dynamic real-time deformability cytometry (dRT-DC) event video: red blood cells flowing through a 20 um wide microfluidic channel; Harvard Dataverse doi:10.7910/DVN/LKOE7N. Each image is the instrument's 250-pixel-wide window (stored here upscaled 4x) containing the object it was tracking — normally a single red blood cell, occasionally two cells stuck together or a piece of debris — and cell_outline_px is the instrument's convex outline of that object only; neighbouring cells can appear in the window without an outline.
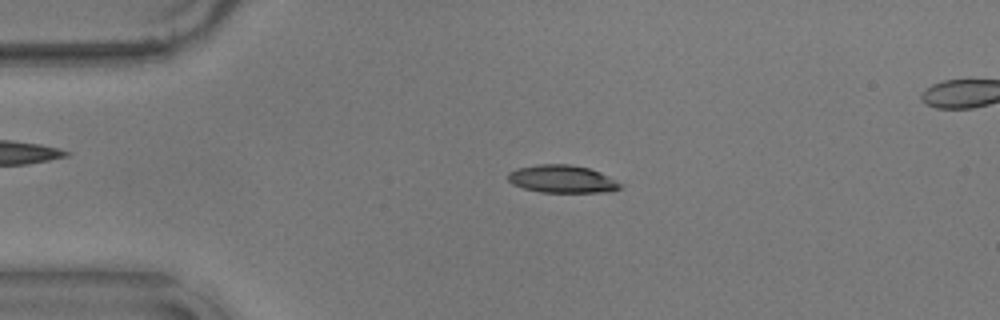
{"species": "common noctule bat (a hibernating species)", "species_latin": "Nyctalus noctula", "temperature_condition": "warm", "stored_images_in_passage": 51, "camera_frame_rate_fps": 3000, "um_per_image_px": 0.085, "animal": {"sex": "male", "body_mass_g": 17.9}, "frame": {"image": 1, "passage_image": 7, "time_ms": 2.0, "image_size_px": [1000, 320], "cell_outline_px": [[624, 184], [620, 188], [604, 192], [540, 192], [524, 188], [512, 184], [508, 180], [508, 172], [516, 168], [540, 164], [568, 164], [588, 168], [600, 172]], "centroid_in_image_um": [47.77, 15.21], "position_along_channel_um": 37.2, "area_um2": 18.09}}
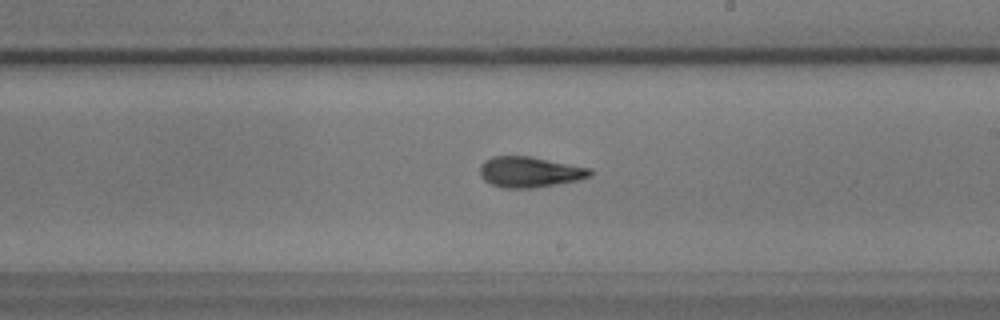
{"frame": {"image": 2, "passage_image": 27, "time_ms": 8.667, "image_size_px": [1000, 320], "cell_outline_px": [[592, 176], [576, 180], [532, 188], [504, 188], [492, 184], [484, 180], [480, 176], [480, 164], [484, 160], [492, 156], [532, 156], [592, 168]], "centroid_in_image_um": [45.01, 14.6], "position_along_channel_um": 244.0, "area_um2": 19.77}}
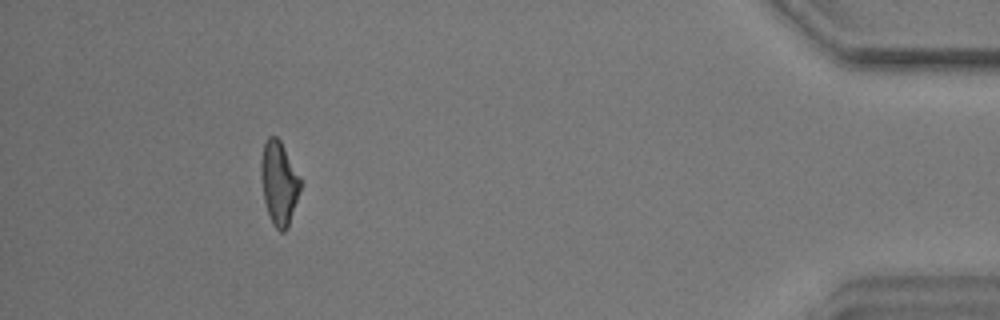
{"frame": {"image": 3, "passage_image": 46, "time_ms": 15.0, "image_size_px": [1000, 320], "cell_outline_px": [[300, 188], [288, 228], [284, 232], [280, 232], [272, 224], [264, 200], [260, 176], [260, 160], [264, 144], [268, 136], [276, 136], [280, 140], [300, 176]], "centroid_in_image_um": [23.69, 15.55], "position_along_channel_um": 411.5, "area_um2": 19.13}}